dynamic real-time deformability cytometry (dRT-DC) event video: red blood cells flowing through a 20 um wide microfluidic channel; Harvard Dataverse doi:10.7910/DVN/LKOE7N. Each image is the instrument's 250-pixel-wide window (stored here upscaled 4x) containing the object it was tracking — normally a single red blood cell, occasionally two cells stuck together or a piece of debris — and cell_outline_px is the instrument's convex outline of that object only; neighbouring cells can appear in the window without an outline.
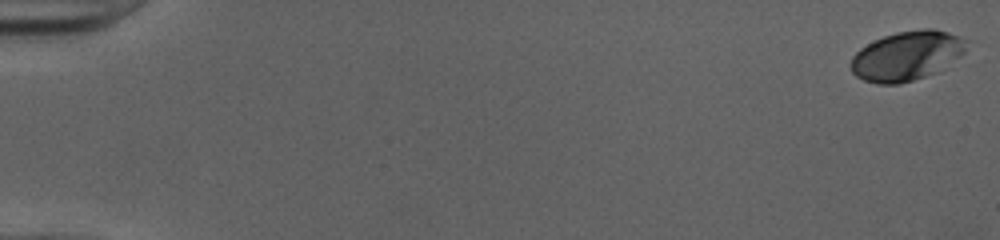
{"species": "human", "species_latin": "Homo sapiens", "temperature_condition": "cold", "stored_images_in_passage": 52, "camera_frame_rate_fps": 3000, "um_per_image_px": 0.085, "donor": {"sex": "female"}, "frame": {"image": 1, "passage_image": 1, "time_ms": 0.0, "image_size_px": [1000, 240], "cell_outline_px": [[964, 52], [940, 72], [900, 84], [876, 84], [864, 80], [856, 76], [852, 72], [852, 56], [860, 48], [884, 36], [896, 32], [920, 28], [932, 28], [948, 32], [956, 36], [960, 40], [964, 48]], "centroid_in_image_um": [77.04, 4.76], "position_along_channel_um": 8.0, "area_um2": 32.95}}
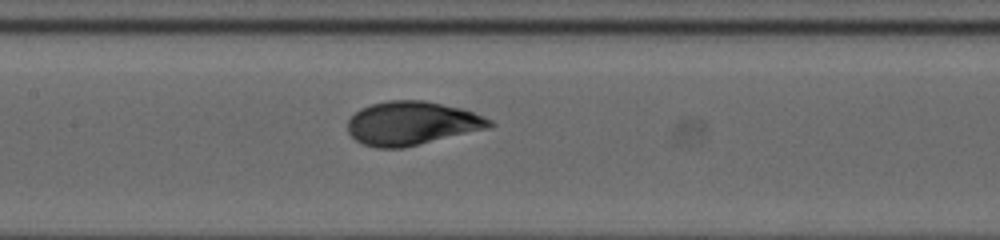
{"frame": {"image": 2, "passage_image": 27, "time_ms": 8.667, "image_size_px": [1000, 240], "cell_outline_px": [[496, 124], [492, 128], [404, 148], [376, 148], [364, 144], [356, 140], [348, 132], [348, 120], [360, 108], [372, 104], [388, 100], [424, 100], [460, 108], [484, 116], [492, 120]], "centroid_in_image_um": [35.05, 10.49], "position_along_channel_um": 172.3, "area_um2": 36.36}}
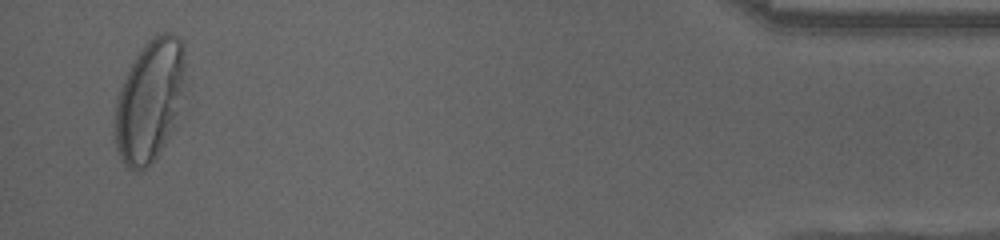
{"frame": {"image": 3, "passage_image": 51, "time_ms": 16.667, "image_size_px": [1000, 240], "cell_outline_px": [[188, 88], [164, 144], [156, 156], [144, 168], [136, 172], [128, 168], [124, 164], [116, 148], [112, 124], [116, 96], [136, 56], [144, 44], [148, 40], [164, 32], [172, 32], [184, 40]], "centroid_in_image_um": [12.75, 8.49], "position_along_channel_um": 422.5, "area_um2": 50.98}, "authors_computed_cell_mechanics": {"area_um2": 35.1713, "velocity_mm_per_s": 4.0026, "shape_relaxation_time_tau1_ms": 4.5594, "shape_relaxation_time_tau2_ms": null, "deformation_change_tau1": 0.1969, "deformation_change_tau2": null}}